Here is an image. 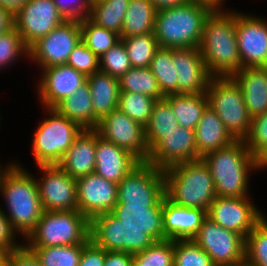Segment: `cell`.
<instances>
[{
  "label": "cell",
  "mask_w": 267,
  "mask_h": 266,
  "mask_svg": "<svg viewBox=\"0 0 267 266\" xmlns=\"http://www.w3.org/2000/svg\"><path fill=\"white\" fill-rule=\"evenodd\" d=\"M36 168V172H40L35 174V178L43 210H78L76 179L58 165H39Z\"/></svg>",
  "instance_id": "cell-15"
},
{
  "label": "cell",
  "mask_w": 267,
  "mask_h": 266,
  "mask_svg": "<svg viewBox=\"0 0 267 266\" xmlns=\"http://www.w3.org/2000/svg\"><path fill=\"white\" fill-rule=\"evenodd\" d=\"M192 240L212 259L215 266H244L246 239L206 217Z\"/></svg>",
  "instance_id": "cell-11"
},
{
  "label": "cell",
  "mask_w": 267,
  "mask_h": 266,
  "mask_svg": "<svg viewBox=\"0 0 267 266\" xmlns=\"http://www.w3.org/2000/svg\"><path fill=\"white\" fill-rule=\"evenodd\" d=\"M8 252H1L0 253V266H8Z\"/></svg>",
  "instance_id": "cell-55"
},
{
  "label": "cell",
  "mask_w": 267,
  "mask_h": 266,
  "mask_svg": "<svg viewBox=\"0 0 267 266\" xmlns=\"http://www.w3.org/2000/svg\"><path fill=\"white\" fill-rule=\"evenodd\" d=\"M37 76L35 93L41 107L54 108L64 98L72 95L87 81V77L67 65L43 68ZM40 76V77H39Z\"/></svg>",
  "instance_id": "cell-18"
},
{
  "label": "cell",
  "mask_w": 267,
  "mask_h": 266,
  "mask_svg": "<svg viewBox=\"0 0 267 266\" xmlns=\"http://www.w3.org/2000/svg\"><path fill=\"white\" fill-rule=\"evenodd\" d=\"M130 0H97L91 2L89 19L100 27L121 35Z\"/></svg>",
  "instance_id": "cell-32"
},
{
  "label": "cell",
  "mask_w": 267,
  "mask_h": 266,
  "mask_svg": "<svg viewBox=\"0 0 267 266\" xmlns=\"http://www.w3.org/2000/svg\"><path fill=\"white\" fill-rule=\"evenodd\" d=\"M42 109L45 116L32 131L30 153L36 166L57 165L83 129L54 108Z\"/></svg>",
  "instance_id": "cell-7"
},
{
  "label": "cell",
  "mask_w": 267,
  "mask_h": 266,
  "mask_svg": "<svg viewBox=\"0 0 267 266\" xmlns=\"http://www.w3.org/2000/svg\"><path fill=\"white\" fill-rule=\"evenodd\" d=\"M247 12L236 10V37L241 68L267 67V18Z\"/></svg>",
  "instance_id": "cell-16"
},
{
  "label": "cell",
  "mask_w": 267,
  "mask_h": 266,
  "mask_svg": "<svg viewBox=\"0 0 267 266\" xmlns=\"http://www.w3.org/2000/svg\"><path fill=\"white\" fill-rule=\"evenodd\" d=\"M130 68L132 65L122 40L99 58L100 71L118 79Z\"/></svg>",
  "instance_id": "cell-43"
},
{
  "label": "cell",
  "mask_w": 267,
  "mask_h": 266,
  "mask_svg": "<svg viewBox=\"0 0 267 266\" xmlns=\"http://www.w3.org/2000/svg\"><path fill=\"white\" fill-rule=\"evenodd\" d=\"M1 117H2V115H1V112H0V125L3 123V122H1V119H2ZM1 128L2 127H0V130H1Z\"/></svg>",
  "instance_id": "cell-58"
},
{
  "label": "cell",
  "mask_w": 267,
  "mask_h": 266,
  "mask_svg": "<svg viewBox=\"0 0 267 266\" xmlns=\"http://www.w3.org/2000/svg\"><path fill=\"white\" fill-rule=\"evenodd\" d=\"M28 61L29 48L24 44L17 29L13 27L9 31L0 34V73L12 65L19 63L21 59Z\"/></svg>",
  "instance_id": "cell-39"
},
{
  "label": "cell",
  "mask_w": 267,
  "mask_h": 266,
  "mask_svg": "<svg viewBox=\"0 0 267 266\" xmlns=\"http://www.w3.org/2000/svg\"><path fill=\"white\" fill-rule=\"evenodd\" d=\"M250 197L217 196L207 211V217L225 229L242 235L245 239L254 226L266 215Z\"/></svg>",
  "instance_id": "cell-13"
},
{
  "label": "cell",
  "mask_w": 267,
  "mask_h": 266,
  "mask_svg": "<svg viewBox=\"0 0 267 266\" xmlns=\"http://www.w3.org/2000/svg\"><path fill=\"white\" fill-rule=\"evenodd\" d=\"M215 8L206 0H190L157 10L153 33L159 46L169 49L198 47L205 20Z\"/></svg>",
  "instance_id": "cell-5"
},
{
  "label": "cell",
  "mask_w": 267,
  "mask_h": 266,
  "mask_svg": "<svg viewBox=\"0 0 267 266\" xmlns=\"http://www.w3.org/2000/svg\"><path fill=\"white\" fill-rule=\"evenodd\" d=\"M212 108L235 140H244L251 128L241 88L231 77H212L206 91Z\"/></svg>",
  "instance_id": "cell-9"
},
{
  "label": "cell",
  "mask_w": 267,
  "mask_h": 266,
  "mask_svg": "<svg viewBox=\"0 0 267 266\" xmlns=\"http://www.w3.org/2000/svg\"><path fill=\"white\" fill-rule=\"evenodd\" d=\"M105 250L96 246L90 239L82 244V255L78 266H104Z\"/></svg>",
  "instance_id": "cell-48"
},
{
  "label": "cell",
  "mask_w": 267,
  "mask_h": 266,
  "mask_svg": "<svg viewBox=\"0 0 267 266\" xmlns=\"http://www.w3.org/2000/svg\"><path fill=\"white\" fill-rule=\"evenodd\" d=\"M133 68H147L160 48L154 33L121 38Z\"/></svg>",
  "instance_id": "cell-36"
},
{
  "label": "cell",
  "mask_w": 267,
  "mask_h": 266,
  "mask_svg": "<svg viewBox=\"0 0 267 266\" xmlns=\"http://www.w3.org/2000/svg\"><path fill=\"white\" fill-rule=\"evenodd\" d=\"M66 65L83 73L86 77L99 71V58L80 41L70 53Z\"/></svg>",
  "instance_id": "cell-44"
},
{
  "label": "cell",
  "mask_w": 267,
  "mask_h": 266,
  "mask_svg": "<svg viewBox=\"0 0 267 266\" xmlns=\"http://www.w3.org/2000/svg\"><path fill=\"white\" fill-rule=\"evenodd\" d=\"M90 221L78 210L44 211L23 240L26 247L82 245L90 238Z\"/></svg>",
  "instance_id": "cell-8"
},
{
  "label": "cell",
  "mask_w": 267,
  "mask_h": 266,
  "mask_svg": "<svg viewBox=\"0 0 267 266\" xmlns=\"http://www.w3.org/2000/svg\"><path fill=\"white\" fill-rule=\"evenodd\" d=\"M257 161L260 171H265L267 169V147L257 156Z\"/></svg>",
  "instance_id": "cell-54"
},
{
  "label": "cell",
  "mask_w": 267,
  "mask_h": 266,
  "mask_svg": "<svg viewBox=\"0 0 267 266\" xmlns=\"http://www.w3.org/2000/svg\"><path fill=\"white\" fill-rule=\"evenodd\" d=\"M15 161L8 166L0 180V198L5 205L0 203V207L12 228L24 240L35 228L44 210L35 175L23 163L21 165Z\"/></svg>",
  "instance_id": "cell-2"
},
{
  "label": "cell",
  "mask_w": 267,
  "mask_h": 266,
  "mask_svg": "<svg viewBox=\"0 0 267 266\" xmlns=\"http://www.w3.org/2000/svg\"><path fill=\"white\" fill-rule=\"evenodd\" d=\"M214 181L216 196L250 197L252 174L260 172L257 157L246 147L244 140L207 153L202 158Z\"/></svg>",
  "instance_id": "cell-4"
},
{
  "label": "cell",
  "mask_w": 267,
  "mask_h": 266,
  "mask_svg": "<svg viewBox=\"0 0 267 266\" xmlns=\"http://www.w3.org/2000/svg\"><path fill=\"white\" fill-rule=\"evenodd\" d=\"M27 1L28 0H0V6L8 9L12 14H15Z\"/></svg>",
  "instance_id": "cell-53"
},
{
  "label": "cell",
  "mask_w": 267,
  "mask_h": 266,
  "mask_svg": "<svg viewBox=\"0 0 267 266\" xmlns=\"http://www.w3.org/2000/svg\"><path fill=\"white\" fill-rule=\"evenodd\" d=\"M164 197L163 170L140 162L118 183L115 205L156 207Z\"/></svg>",
  "instance_id": "cell-10"
},
{
  "label": "cell",
  "mask_w": 267,
  "mask_h": 266,
  "mask_svg": "<svg viewBox=\"0 0 267 266\" xmlns=\"http://www.w3.org/2000/svg\"><path fill=\"white\" fill-rule=\"evenodd\" d=\"M150 1L154 4L156 10H160L164 8L182 5L190 0H150Z\"/></svg>",
  "instance_id": "cell-52"
},
{
  "label": "cell",
  "mask_w": 267,
  "mask_h": 266,
  "mask_svg": "<svg viewBox=\"0 0 267 266\" xmlns=\"http://www.w3.org/2000/svg\"><path fill=\"white\" fill-rule=\"evenodd\" d=\"M195 141V130L181 126L165 135L150 151L146 162L159 169L199 160Z\"/></svg>",
  "instance_id": "cell-19"
},
{
  "label": "cell",
  "mask_w": 267,
  "mask_h": 266,
  "mask_svg": "<svg viewBox=\"0 0 267 266\" xmlns=\"http://www.w3.org/2000/svg\"><path fill=\"white\" fill-rule=\"evenodd\" d=\"M164 99L170 104L179 126L190 130L196 129L203 111L208 106L206 93L171 94Z\"/></svg>",
  "instance_id": "cell-29"
},
{
  "label": "cell",
  "mask_w": 267,
  "mask_h": 266,
  "mask_svg": "<svg viewBox=\"0 0 267 266\" xmlns=\"http://www.w3.org/2000/svg\"><path fill=\"white\" fill-rule=\"evenodd\" d=\"M138 163L129 151L105 140L97 131L95 174L118 184Z\"/></svg>",
  "instance_id": "cell-22"
},
{
  "label": "cell",
  "mask_w": 267,
  "mask_h": 266,
  "mask_svg": "<svg viewBox=\"0 0 267 266\" xmlns=\"http://www.w3.org/2000/svg\"><path fill=\"white\" fill-rule=\"evenodd\" d=\"M156 99L135 92H120L118 108L135 122L146 126Z\"/></svg>",
  "instance_id": "cell-40"
},
{
  "label": "cell",
  "mask_w": 267,
  "mask_h": 266,
  "mask_svg": "<svg viewBox=\"0 0 267 266\" xmlns=\"http://www.w3.org/2000/svg\"><path fill=\"white\" fill-rule=\"evenodd\" d=\"M87 82L92 97L94 118L100 122L118 108L119 79L99 70L87 76Z\"/></svg>",
  "instance_id": "cell-27"
},
{
  "label": "cell",
  "mask_w": 267,
  "mask_h": 266,
  "mask_svg": "<svg viewBox=\"0 0 267 266\" xmlns=\"http://www.w3.org/2000/svg\"><path fill=\"white\" fill-rule=\"evenodd\" d=\"M213 3L216 7H225L227 0H206Z\"/></svg>",
  "instance_id": "cell-56"
},
{
  "label": "cell",
  "mask_w": 267,
  "mask_h": 266,
  "mask_svg": "<svg viewBox=\"0 0 267 266\" xmlns=\"http://www.w3.org/2000/svg\"><path fill=\"white\" fill-rule=\"evenodd\" d=\"M14 27V14L0 6V34Z\"/></svg>",
  "instance_id": "cell-51"
},
{
  "label": "cell",
  "mask_w": 267,
  "mask_h": 266,
  "mask_svg": "<svg viewBox=\"0 0 267 266\" xmlns=\"http://www.w3.org/2000/svg\"><path fill=\"white\" fill-rule=\"evenodd\" d=\"M172 59L178 77V94L206 93L212 75L198 47L172 49Z\"/></svg>",
  "instance_id": "cell-21"
},
{
  "label": "cell",
  "mask_w": 267,
  "mask_h": 266,
  "mask_svg": "<svg viewBox=\"0 0 267 266\" xmlns=\"http://www.w3.org/2000/svg\"><path fill=\"white\" fill-rule=\"evenodd\" d=\"M157 79V83L163 96L178 94V77L172 59V49L159 48L149 66Z\"/></svg>",
  "instance_id": "cell-33"
},
{
  "label": "cell",
  "mask_w": 267,
  "mask_h": 266,
  "mask_svg": "<svg viewBox=\"0 0 267 266\" xmlns=\"http://www.w3.org/2000/svg\"><path fill=\"white\" fill-rule=\"evenodd\" d=\"M66 20H82L89 17L91 0H53Z\"/></svg>",
  "instance_id": "cell-46"
},
{
  "label": "cell",
  "mask_w": 267,
  "mask_h": 266,
  "mask_svg": "<svg viewBox=\"0 0 267 266\" xmlns=\"http://www.w3.org/2000/svg\"><path fill=\"white\" fill-rule=\"evenodd\" d=\"M96 130L105 140L129 151L140 162H146L149 150L145 140V127L135 122L119 108L106 115Z\"/></svg>",
  "instance_id": "cell-17"
},
{
  "label": "cell",
  "mask_w": 267,
  "mask_h": 266,
  "mask_svg": "<svg viewBox=\"0 0 267 266\" xmlns=\"http://www.w3.org/2000/svg\"><path fill=\"white\" fill-rule=\"evenodd\" d=\"M179 126L170 104L165 99L156 100L149 122L145 126V140L150 151L167 133Z\"/></svg>",
  "instance_id": "cell-31"
},
{
  "label": "cell",
  "mask_w": 267,
  "mask_h": 266,
  "mask_svg": "<svg viewBox=\"0 0 267 266\" xmlns=\"http://www.w3.org/2000/svg\"><path fill=\"white\" fill-rule=\"evenodd\" d=\"M8 266H40V263L34 253L23 244L9 252Z\"/></svg>",
  "instance_id": "cell-49"
},
{
  "label": "cell",
  "mask_w": 267,
  "mask_h": 266,
  "mask_svg": "<svg viewBox=\"0 0 267 266\" xmlns=\"http://www.w3.org/2000/svg\"><path fill=\"white\" fill-rule=\"evenodd\" d=\"M133 254L105 250L104 266H132Z\"/></svg>",
  "instance_id": "cell-50"
},
{
  "label": "cell",
  "mask_w": 267,
  "mask_h": 266,
  "mask_svg": "<svg viewBox=\"0 0 267 266\" xmlns=\"http://www.w3.org/2000/svg\"><path fill=\"white\" fill-rule=\"evenodd\" d=\"M244 141L256 157L267 147V112L251 119V128Z\"/></svg>",
  "instance_id": "cell-45"
},
{
  "label": "cell",
  "mask_w": 267,
  "mask_h": 266,
  "mask_svg": "<svg viewBox=\"0 0 267 266\" xmlns=\"http://www.w3.org/2000/svg\"><path fill=\"white\" fill-rule=\"evenodd\" d=\"M244 266H267V215L246 237Z\"/></svg>",
  "instance_id": "cell-38"
},
{
  "label": "cell",
  "mask_w": 267,
  "mask_h": 266,
  "mask_svg": "<svg viewBox=\"0 0 267 266\" xmlns=\"http://www.w3.org/2000/svg\"><path fill=\"white\" fill-rule=\"evenodd\" d=\"M163 229L165 240H190L199 231L207 212L176 205L163 199Z\"/></svg>",
  "instance_id": "cell-23"
},
{
  "label": "cell",
  "mask_w": 267,
  "mask_h": 266,
  "mask_svg": "<svg viewBox=\"0 0 267 266\" xmlns=\"http://www.w3.org/2000/svg\"><path fill=\"white\" fill-rule=\"evenodd\" d=\"M231 77L241 88L251 119L267 112V67H242Z\"/></svg>",
  "instance_id": "cell-25"
},
{
  "label": "cell",
  "mask_w": 267,
  "mask_h": 266,
  "mask_svg": "<svg viewBox=\"0 0 267 266\" xmlns=\"http://www.w3.org/2000/svg\"><path fill=\"white\" fill-rule=\"evenodd\" d=\"M97 130L83 129L57 164L74 179L94 173Z\"/></svg>",
  "instance_id": "cell-24"
},
{
  "label": "cell",
  "mask_w": 267,
  "mask_h": 266,
  "mask_svg": "<svg viewBox=\"0 0 267 266\" xmlns=\"http://www.w3.org/2000/svg\"><path fill=\"white\" fill-rule=\"evenodd\" d=\"M118 184L95 173L76 180L78 211L89 221L96 215L112 212L117 203Z\"/></svg>",
  "instance_id": "cell-20"
},
{
  "label": "cell",
  "mask_w": 267,
  "mask_h": 266,
  "mask_svg": "<svg viewBox=\"0 0 267 266\" xmlns=\"http://www.w3.org/2000/svg\"><path fill=\"white\" fill-rule=\"evenodd\" d=\"M203 61L213 77H228L241 69L236 37V9L216 7L206 18L200 44Z\"/></svg>",
  "instance_id": "cell-3"
},
{
  "label": "cell",
  "mask_w": 267,
  "mask_h": 266,
  "mask_svg": "<svg viewBox=\"0 0 267 266\" xmlns=\"http://www.w3.org/2000/svg\"><path fill=\"white\" fill-rule=\"evenodd\" d=\"M156 11L150 0H130L123 21L121 38L153 33Z\"/></svg>",
  "instance_id": "cell-30"
},
{
  "label": "cell",
  "mask_w": 267,
  "mask_h": 266,
  "mask_svg": "<svg viewBox=\"0 0 267 266\" xmlns=\"http://www.w3.org/2000/svg\"><path fill=\"white\" fill-rule=\"evenodd\" d=\"M37 257L40 266H78L82 245L27 247Z\"/></svg>",
  "instance_id": "cell-37"
},
{
  "label": "cell",
  "mask_w": 267,
  "mask_h": 266,
  "mask_svg": "<svg viewBox=\"0 0 267 266\" xmlns=\"http://www.w3.org/2000/svg\"><path fill=\"white\" fill-rule=\"evenodd\" d=\"M54 109L77 123L82 129H96L99 125L94 118L92 97L87 81L72 95L60 101Z\"/></svg>",
  "instance_id": "cell-28"
},
{
  "label": "cell",
  "mask_w": 267,
  "mask_h": 266,
  "mask_svg": "<svg viewBox=\"0 0 267 266\" xmlns=\"http://www.w3.org/2000/svg\"><path fill=\"white\" fill-rule=\"evenodd\" d=\"M80 30L81 41L98 58L121 41L119 34L96 25L88 17L80 20Z\"/></svg>",
  "instance_id": "cell-34"
},
{
  "label": "cell",
  "mask_w": 267,
  "mask_h": 266,
  "mask_svg": "<svg viewBox=\"0 0 267 266\" xmlns=\"http://www.w3.org/2000/svg\"><path fill=\"white\" fill-rule=\"evenodd\" d=\"M65 21L53 0H28L14 14V27L28 48Z\"/></svg>",
  "instance_id": "cell-14"
},
{
  "label": "cell",
  "mask_w": 267,
  "mask_h": 266,
  "mask_svg": "<svg viewBox=\"0 0 267 266\" xmlns=\"http://www.w3.org/2000/svg\"><path fill=\"white\" fill-rule=\"evenodd\" d=\"M120 92H135L148 95L156 100L164 99L157 79L150 68H130L119 78Z\"/></svg>",
  "instance_id": "cell-35"
},
{
  "label": "cell",
  "mask_w": 267,
  "mask_h": 266,
  "mask_svg": "<svg viewBox=\"0 0 267 266\" xmlns=\"http://www.w3.org/2000/svg\"><path fill=\"white\" fill-rule=\"evenodd\" d=\"M174 266H215L208 254L192 239L174 240Z\"/></svg>",
  "instance_id": "cell-42"
},
{
  "label": "cell",
  "mask_w": 267,
  "mask_h": 266,
  "mask_svg": "<svg viewBox=\"0 0 267 266\" xmlns=\"http://www.w3.org/2000/svg\"><path fill=\"white\" fill-rule=\"evenodd\" d=\"M195 141L197 153L202 158L207 153L230 145L235 139L226 130L216 112L207 106L195 129Z\"/></svg>",
  "instance_id": "cell-26"
},
{
  "label": "cell",
  "mask_w": 267,
  "mask_h": 266,
  "mask_svg": "<svg viewBox=\"0 0 267 266\" xmlns=\"http://www.w3.org/2000/svg\"><path fill=\"white\" fill-rule=\"evenodd\" d=\"M165 197L176 205L208 211L216 190L202 159L182 162L163 170Z\"/></svg>",
  "instance_id": "cell-6"
},
{
  "label": "cell",
  "mask_w": 267,
  "mask_h": 266,
  "mask_svg": "<svg viewBox=\"0 0 267 266\" xmlns=\"http://www.w3.org/2000/svg\"><path fill=\"white\" fill-rule=\"evenodd\" d=\"M19 237L0 207V250L9 253L20 248L23 245V239ZM19 239L22 241H19Z\"/></svg>",
  "instance_id": "cell-47"
},
{
  "label": "cell",
  "mask_w": 267,
  "mask_h": 266,
  "mask_svg": "<svg viewBox=\"0 0 267 266\" xmlns=\"http://www.w3.org/2000/svg\"><path fill=\"white\" fill-rule=\"evenodd\" d=\"M132 266H174V240L155 242L133 254Z\"/></svg>",
  "instance_id": "cell-41"
},
{
  "label": "cell",
  "mask_w": 267,
  "mask_h": 266,
  "mask_svg": "<svg viewBox=\"0 0 267 266\" xmlns=\"http://www.w3.org/2000/svg\"><path fill=\"white\" fill-rule=\"evenodd\" d=\"M0 160H1V157H0ZM2 161H0V180H1V177H2V174L5 172V170L8 168V166L12 163V160L11 162H7V164L3 165L1 163Z\"/></svg>",
  "instance_id": "cell-57"
},
{
  "label": "cell",
  "mask_w": 267,
  "mask_h": 266,
  "mask_svg": "<svg viewBox=\"0 0 267 266\" xmlns=\"http://www.w3.org/2000/svg\"><path fill=\"white\" fill-rule=\"evenodd\" d=\"M163 200L156 207L115 205L90 220V240L106 251L135 254L164 241Z\"/></svg>",
  "instance_id": "cell-1"
},
{
  "label": "cell",
  "mask_w": 267,
  "mask_h": 266,
  "mask_svg": "<svg viewBox=\"0 0 267 266\" xmlns=\"http://www.w3.org/2000/svg\"><path fill=\"white\" fill-rule=\"evenodd\" d=\"M80 41V21L66 20L29 48L28 63H34L38 71L46 67L66 65L70 53Z\"/></svg>",
  "instance_id": "cell-12"
}]
</instances>
